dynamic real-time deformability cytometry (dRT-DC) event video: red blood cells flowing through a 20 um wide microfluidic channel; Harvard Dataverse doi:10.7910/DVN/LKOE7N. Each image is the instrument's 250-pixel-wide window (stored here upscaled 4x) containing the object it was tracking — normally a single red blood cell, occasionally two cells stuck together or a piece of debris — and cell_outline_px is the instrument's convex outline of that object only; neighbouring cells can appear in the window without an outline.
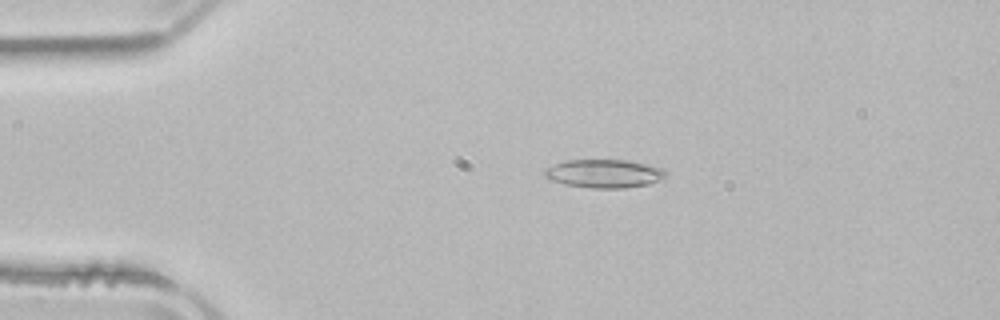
{"species": "common noctule bat (a hibernating species)", "species_latin": "Nyctalus noctula", "temperature_condition": "room temperature", "stored_images_in_passage": 49, "camera_frame_rate_fps": 3000, "um_per_image_px": 0.085, "animal": {"sex": "male", "body_mass_g": 21.5, "forearm_length_mm": 52.0}, "frame": {"image": 1, "passage_image": 8, "time_ms": 2.333, "image_size_px": [1000, 320], "cell_outline_px": [[664, 176], [648, 184], [624, 188], [592, 188], [564, 184], [548, 180], [544, 176], [544, 168], [568, 160], [628, 160], [648, 164], [664, 168]], "centroid_in_image_um": [51.3, 14.75], "position_along_channel_um": 33.7, "area_um2": 19.94}}
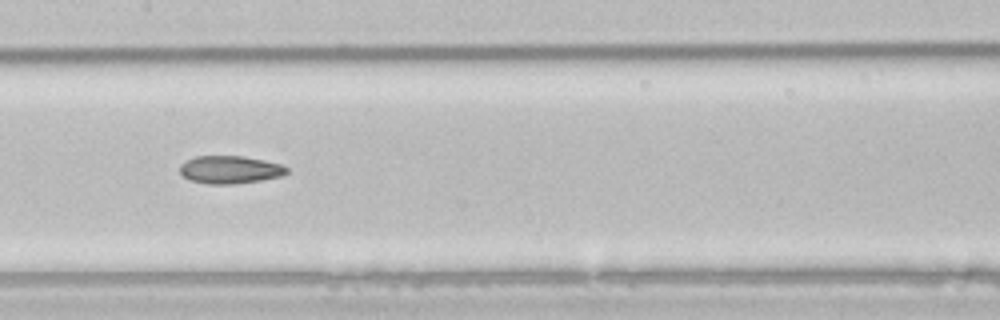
{"frame": {"image": 2, "passage_image": 23, "time_ms": 7.333, "image_size_px": [1000, 320], "cell_outline_px": [[288, 172], [280, 176], [260, 180], [232, 184], [208, 184], [192, 180], [184, 176], [180, 172], [180, 164], [196, 156], [244, 156], [264, 160], [280, 164], [288, 168]], "centroid_in_image_um": [19.55, 14.41], "position_along_channel_um": 187.9, "area_um2": 17.11}}
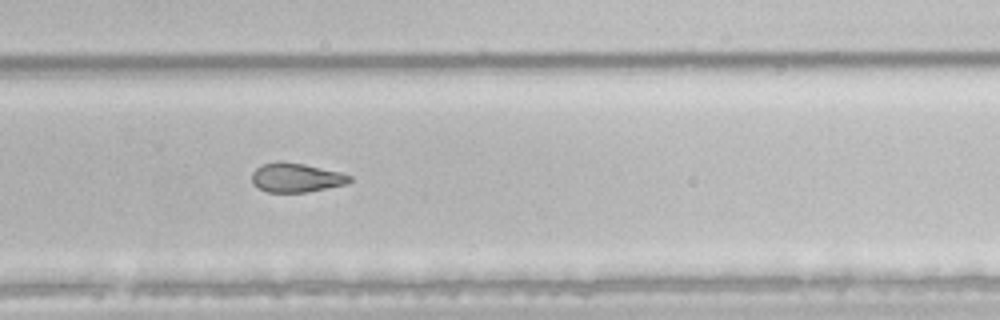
{"frame": {"image": 3, "passage_image": 32, "time_ms": 10.333, "image_size_px": [1000, 320], "cell_outline_px": [[352, 180], [348, 184], [308, 192], [268, 192], [252, 184], [252, 172], [256, 168], [264, 164], [276, 160], [280, 160], [304, 164], [340, 172], [352, 176]], "centroid_in_image_um": [25.18, 15.09], "position_along_channel_um": 304.6, "area_um2": 16.76}, "authors_computed_cell_mechanics": {"area_um2": 18.785, "velocity_mm_per_s": 3.918, "shape_relaxation_time_tau1_ms": 5.6662, "shape_relaxation_time_tau2_ms": 3.8666, "deformation_change_tau1": 0.1441, "deformation_change_tau2": 0.1135}}